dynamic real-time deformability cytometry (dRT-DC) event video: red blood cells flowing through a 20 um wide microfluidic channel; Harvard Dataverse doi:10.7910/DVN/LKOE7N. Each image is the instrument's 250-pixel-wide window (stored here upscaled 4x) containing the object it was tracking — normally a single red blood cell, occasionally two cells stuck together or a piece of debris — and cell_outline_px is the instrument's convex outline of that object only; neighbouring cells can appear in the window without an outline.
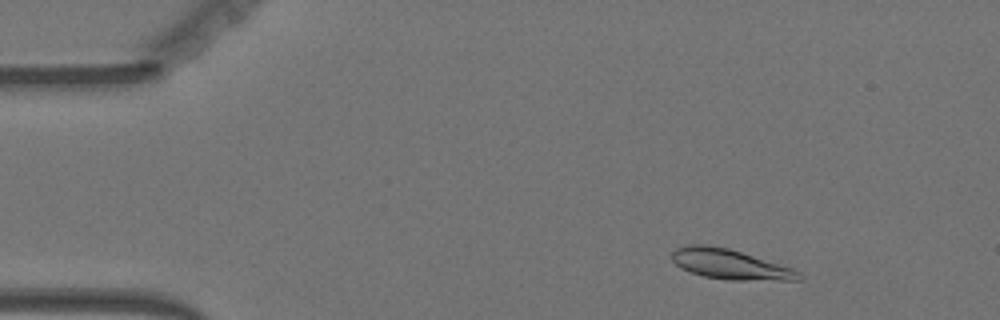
{"species": "Egyptian fruit bat (a non-hibernating species)", "species_latin": "Rousettus aegyptiacus", "temperature_condition": "warm", "stored_images_in_passage": 54, "camera_frame_rate_fps": 3000, "um_per_image_px": 0.085, "animal": {"sex": "female"}, "frame": {"image": 1, "passage_image": 6, "time_ms": 1.667, "image_size_px": [1000, 320], "cell_outline_px": [[804, 280], [728, 280], [704, 276], [680, 268], [672, 260], [672, 252], [676, 248], [688, 244], [704, 244], [728, 248], [792, 268], [800, 272], [804, 276]], "centroid_in_image_um": [62.06, 22.47], "position_along_channel_um": 22.9, "area_um2": 22.14}}
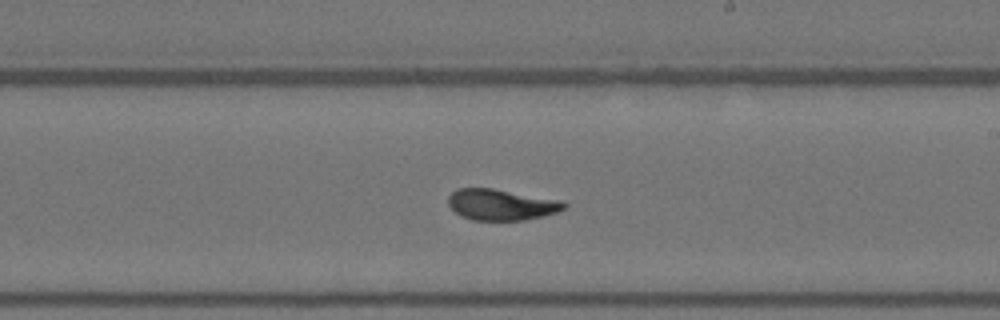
{"frame": {"image": 2, "passage_image": 31, "time_ms": 10.0, "image_size_px": [1000, 320], "cell_outline_px": [[568, 204], [564, 208], [556, 212], [544, 216], [524, 220], [472, 220], [456, 212], [448, 204], [448, 196], [452, 192], [460, 188], [492, 188], [560, 200]], "centroid_in_image_um": [42.61, 17.39], "position_along_channel_um": 246.4, "area_um2": 20.75}}
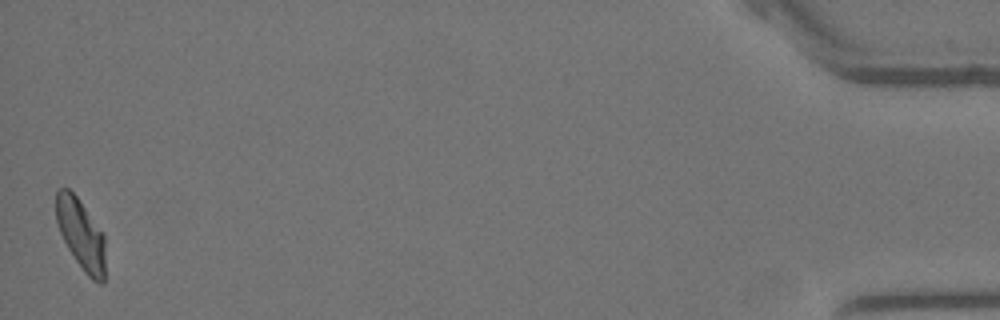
{"frame": {"image": 3, "passage_image": 54, "time_ms": 17.667, "image_size_px": [1000, 320], "cell_outline_px": [[104, 284], [100, 284], [92, 280], [84, 272], [68, 248], [60, 232], [56, 220], [56, 192], [60, 188], [68, 188], [76, 196], [104, 236]], "centroid_in_image_um": [6.87, 19.94], "position_along_channel_um": 428.3, "area_um2": 19.77}, "authors_computed_cell_mechanics": {"area_um2": 21.1837, "velocity_mm_per_s": 3.5924, "shape_relaxation_time_tau1_ms": 4.1129, "shape_relaxation_time_tau2_ms": 0.8677, "deformation_change_tau1": 0.1401, "deformation_change_tau2": 0.0606}}